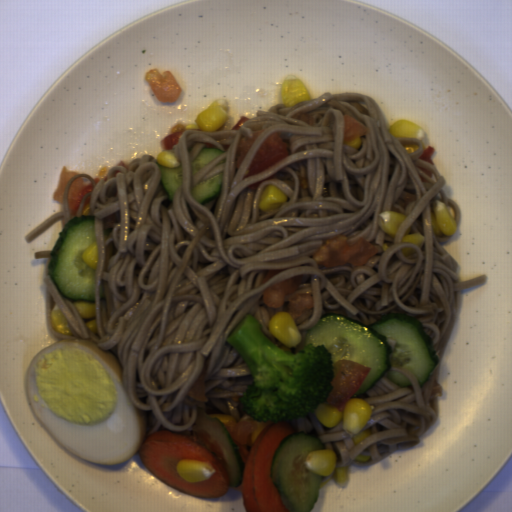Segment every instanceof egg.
<instances>
[{
	"instance_id": "1",
	"label": "egg",
	"mask_w": 512,
	"mask_h": 512,
	"mask_svg": "<svg viewBox=\"0 0 512 512\" xmlns=\"http://www.w3.org/2000/svg\"><path fill=\"white\" fill-rule=\"evenodd\" d=\"M26 389L47 432L80 459L120 464L146 437V415L131 400L123 369L91 340H62L39 351L27 368Z\"/></svg>"
}]
</instances>
